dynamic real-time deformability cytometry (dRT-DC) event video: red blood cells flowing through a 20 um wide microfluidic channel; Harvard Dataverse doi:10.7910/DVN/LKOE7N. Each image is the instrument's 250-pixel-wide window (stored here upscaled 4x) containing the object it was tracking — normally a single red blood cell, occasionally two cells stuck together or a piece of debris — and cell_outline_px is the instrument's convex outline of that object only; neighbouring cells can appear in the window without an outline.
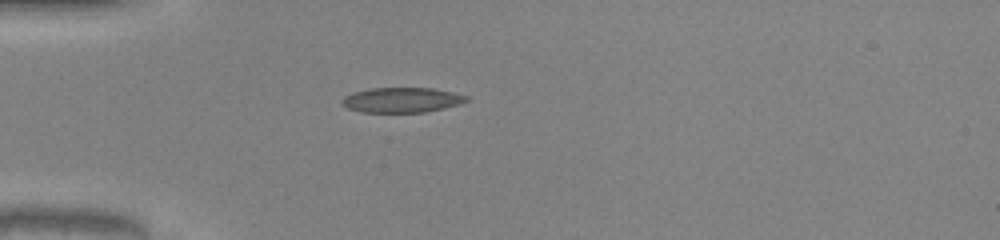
{"species": "common noctule bat (a hibernating species)", "species_latin": "Nyctalus noctula", "temperature_condition": "warm", "stored_images_in_passage": 36, "camera_frame_rate_fps": 3000, "um_per_image_px": 0.085, "animal": {"sex": "male", "body_mass_g": 20.0, "forearm_length_mm": 53.3}, "frame": {"image": 1, "passage_image": 1, "time_ms": 0.0, "image_size_px": [1000, 240], "cell_outline_px": [[468, 100], [460, 104], [444, 108], [424, 112], [360, 112], [348, 108], [340, 104], [340, 100], [344, 96], [352, 92], [372, 88], [432, 88], [452, 92], [468, 96]], "centroid_in_image_um": [34.11, 8.5], "position_along_channel_um": 50.9, "area_um2": 18.21}}
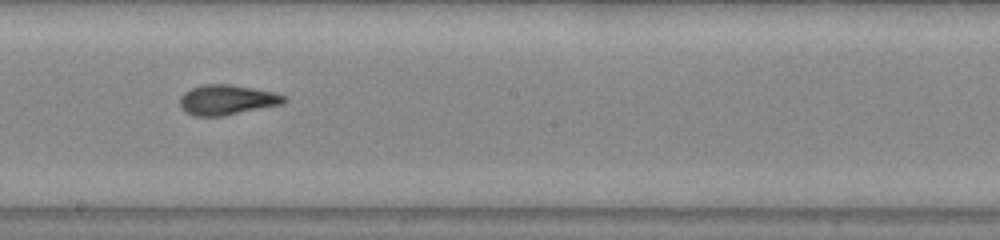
{"frame": {"image": 2, "passage_image": 15, "time_ms": 4.667, "image_size_px": [1000, 240], "cell_outline_px": [[288, 100], [284, 104], [224, 116], [196, 116], [184, 112], [180, 104], [180, 96], [184, 92], [192, 88], [204, 84], [228, 84], [252, 88], [272, 92], [284, 96]], "centroid_in_image_um": [19.29, 8.5], "position_along_channel_um": 228.9, "area_um2": 18.26}}
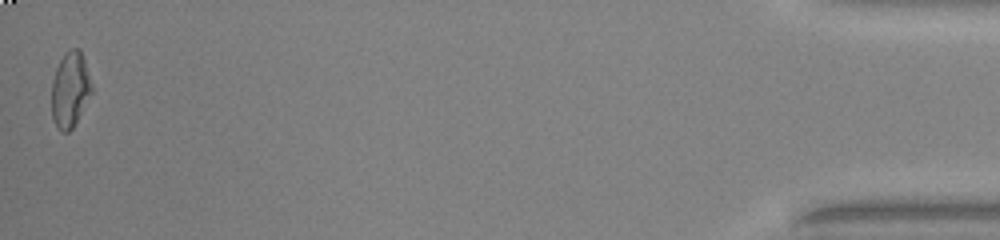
{"frame": {"image": 3, "passage_image": 36, "time_ms": 11.667, "image_size_px": [1000, 240], "cell_outline_px": [[92, 92], [72, 128], [68, 132], [60, 132], [56, 128], [52, 116], [52, 80], [56, 68], [64, 52], [68, 48], [80, 48], [84, 60], [92, 88]], "centroid_in_image_um": [5.93, 7.6], "position_along_channel_um": 429.3, "area_um2": 17.51}, "authors_computed_cell_mechanics": {"area_um2": 18.207, "velocity_mm_per_s": 4.1452, "shape_relaxation_time_tau1_ms": 8.2822, "shape_relaxation_time_tau2_ms": 1.3671, "deformation_change_tau1": 0.2705, "deformation_change_tau2": 0.087}}